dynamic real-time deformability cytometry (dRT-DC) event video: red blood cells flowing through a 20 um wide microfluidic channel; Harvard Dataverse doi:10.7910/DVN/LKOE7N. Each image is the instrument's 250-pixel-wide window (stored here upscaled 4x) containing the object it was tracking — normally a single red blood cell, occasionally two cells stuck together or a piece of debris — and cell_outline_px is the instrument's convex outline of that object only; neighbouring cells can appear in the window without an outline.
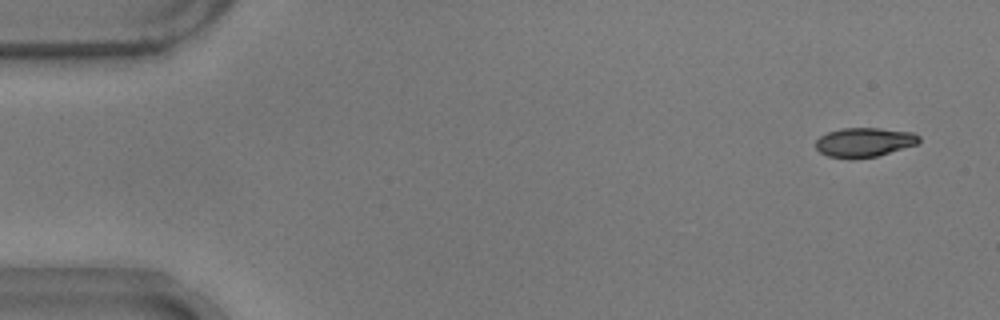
{"species": "common noctule bat (a hibernating species)", "species_latin": "Nyctalus noctula", "temperature_condition": "warm", "stored_images_in_passage": 52, "camera_frame_rate_fps": 3000, "um_per_image_px": 0.085, "animal": {"sex": "male", "body_mass_g": 17.9}, "frame": {"image": 1, "passage_image": 1, "time_ms": 0.0, "image_size_px": [1000, 320], "cell_outline_px": [[920, 140], [916, 144], [876, 156], [852, 160], [828, 156], [820, 152], [816, 148], [816, 140], [820, 136], [828, 132], [840, 128], [880, 128], [912, 132], [920, 136]], "centroid_in_image_um": [73.43, 12.1], "position_along_channel_um": 11.6, "area_um2": 17.69}}
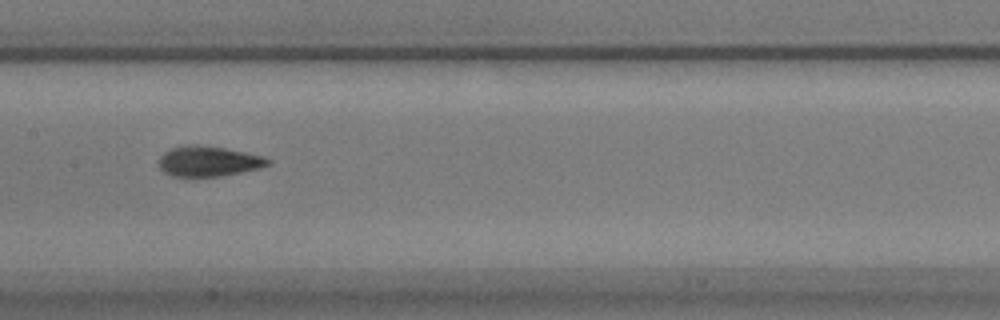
{"frame": {"image": 2, "passage_image": 25, "time_ms": 8.0, "image_size_px": [1000, 320], "cell_outline_px": [[272, 164], [260, 168], [220, 176], [172, 176], [164, 172], [160, 168], [160, 156], [164, 152], [172, 148], [188, 144], [196, 144], [224, 148], [264, 156], [272, 160]], "centroid_in_image_um": [17.75, 13.7], "position_along_channel_um": 189.6, "area_um2": 19.19}}
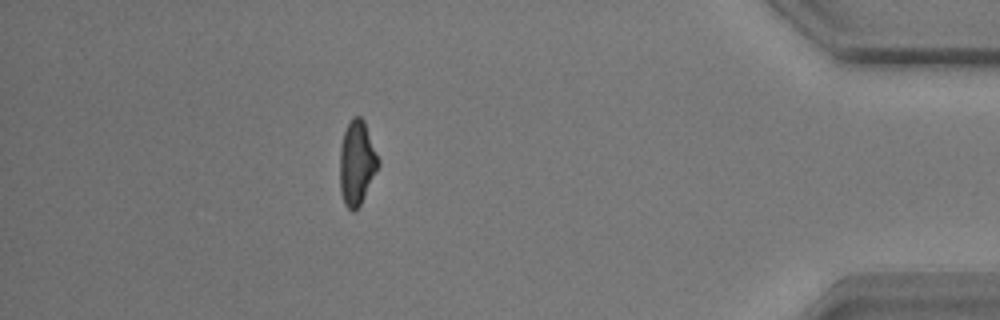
{"frame": {"image": 3, "passage_image": 46, "time_ms": 15.0, "image_size_px": [1000, 320], "cell_outline_px": [[380, 164], [360, 204], [352, 212], [344, 204], [340, 192], [340, 148], [344, 132], [352, 116], [360, 116], [364, 120], [380, 160]], "centroid_in_image_um": [30.33, 13.82], "position_along_channel_um": 404.9, "area_um2": 18.84}, "authors_computed_cell_mechanics": {"area_um2": 18.7561, "velocity_mm_per_s": 3.7435, "shape_relaxation_time_tau1_ms": 2.9656, "shape_relaxation_time_tau2_ms": 1.605, "deformation_change_tau1": 0.1595, "deformation_change_tau2": 0.0824}}